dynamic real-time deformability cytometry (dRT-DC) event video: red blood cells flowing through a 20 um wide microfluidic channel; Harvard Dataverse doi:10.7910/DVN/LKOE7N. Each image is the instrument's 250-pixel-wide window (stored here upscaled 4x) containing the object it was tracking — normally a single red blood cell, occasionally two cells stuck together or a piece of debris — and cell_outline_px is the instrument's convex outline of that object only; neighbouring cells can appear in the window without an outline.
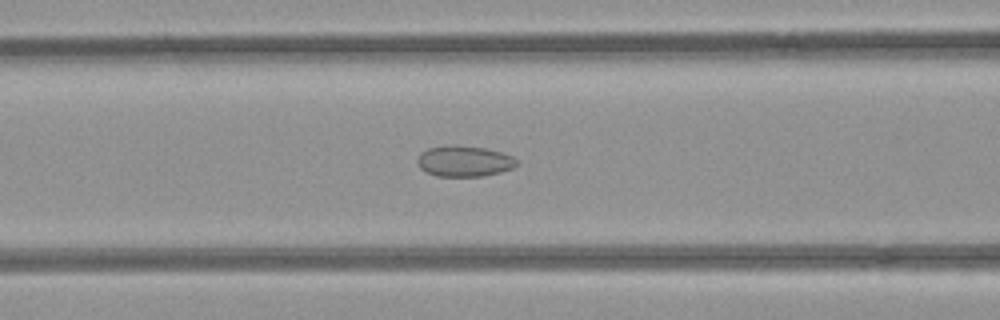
{"species": "common noctule bat (a hibernating species)", "species_latin": "Nyctalus noctula", "temperature_condition": "room temperature", "stored_images_in_passage": 39, "camera_frame_rate_fps": 3000, "um_per_image_px": 0.085, "animal": {"sex": "female", "body_mass_g": 21.9}, "frame": {"image": 1, "passage_image": 16, "time_ms": 5.0, "image_size_px": [1000, 320], "cell_outline_px": [[516, 164], [512, 168], [500, 172], [484, 176], [436, 176], [420, 168], [416, 160], [420, 152], [428, 148], [448, 144], [456, 144], [484, 148], [500, 152], [512, 156], [516, 160]], "centroid_in_image_um": [39.41, 13.68], "position_along_channel_um": 127.2, "area_um2": 17.92}}
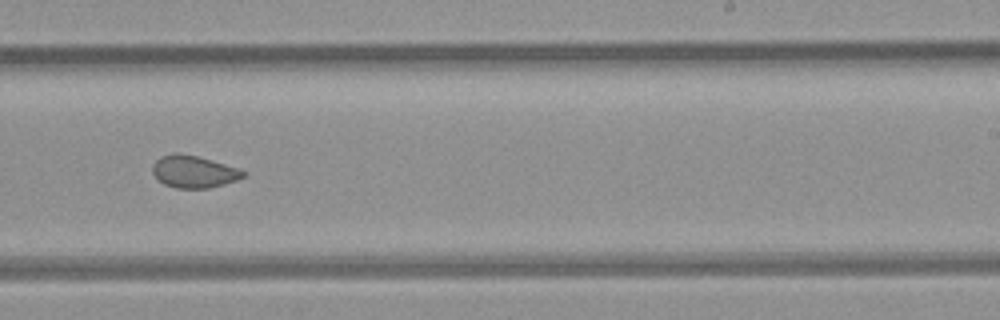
{"frame": {"image": 2, "passage_image": 27, "time_ms": 8.667, "image_size_px": [1000, 320], "cell_outline_px": [[248, 172], [244, 176], [236, 180], [224, 184], [208, 188], [176, 188], [164, 184], [152, 172], [152, 164], [160, 156], [176, 152], [196, 156], [212, 160]], "centroid_in_image_um": [16.45, 14.58], "position_along_channel_um": 272.6, "area_um2": 16.88}}
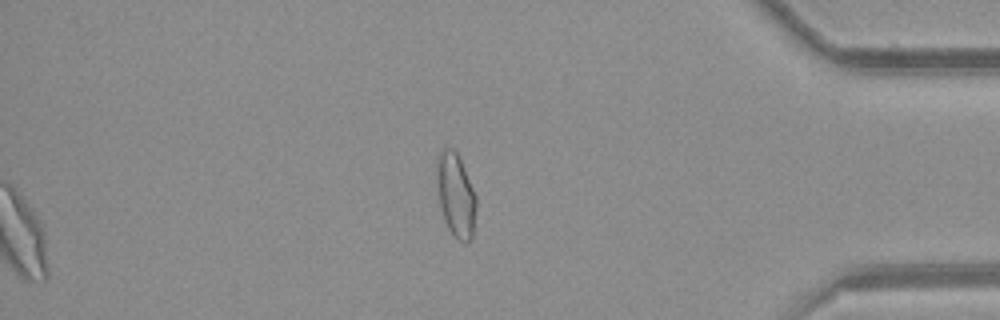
{"frame": {"image": 3, "passage_image": 39, "time_ms": 12.667, "image_size_px": [1000, 320], "cell_outline_px": [[476, 208], [472, 236], [468, 240], [460, 240], [448, 228], [444, 220], [440, 204], [436, 180], [436, 160], [440, 148], [452, 148], [456, 152], [460, 160], [476, 196]], "centroid_in_image_um": [38.71, 16.51], "position_along_channel_um": 396.5, "area_um2": 18.9}, "authors_computed_cell_mechanics": {"area_um2": 17.9758, "velocity_mm_per_s": 3.9638, "shape_relaxation_time_tau1_ms": null, "shape_relaxation_time_tau2_ms": 2.3389, "deformation_change_tau1": null, "deformation_change_tau2": 0.0709}}